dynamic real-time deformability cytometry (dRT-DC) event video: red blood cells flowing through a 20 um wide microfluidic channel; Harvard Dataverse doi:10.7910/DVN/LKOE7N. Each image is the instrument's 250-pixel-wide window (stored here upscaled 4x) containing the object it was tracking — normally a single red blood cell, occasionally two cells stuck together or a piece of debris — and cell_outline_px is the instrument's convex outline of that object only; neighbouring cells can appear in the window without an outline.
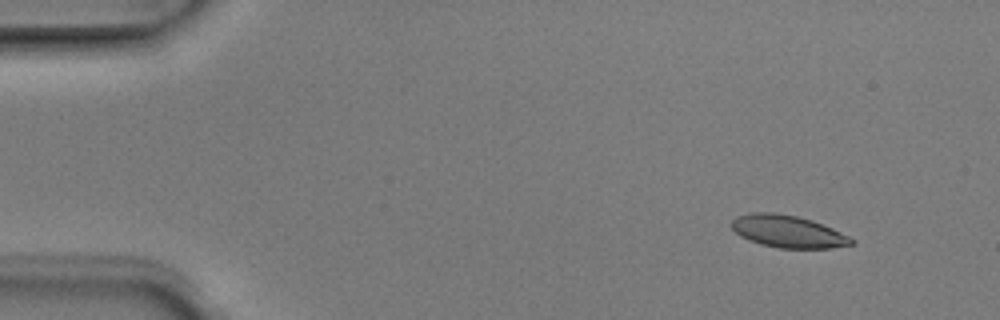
{"species": "Egyptian fruit bat (a non-hibernating species)", "species_latin": "Rousettus aegyptiacus", "temperature_condition": "room temperature", "stored_images_in_passage": 7, "camera_frame_rate_fps": 3000, "um_per_image_px": 0.085, "animal": {"sex": "male"}, "frame": {"image": 1, "passage_image": 2, "time_ms": 0.333, "image_size_px": [1000, 320], "cell_outline_px": [[856, 244], [832, 248], [780, 248], [760, 244], [748, 240], [740, 236], [732, 228], [732, 220], [736, 216], [748, 212], [772, 212], [796, 216], [812, 220], [832, 228], [856, 240]], "centroid_in_image_um": [66.97, 19.67], "position_along_channel_um": 18.0, "area_um2": 22.66}}
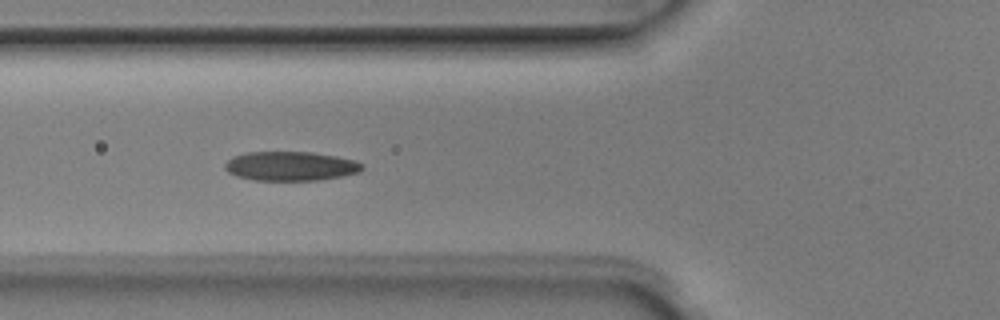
{"frame": {"image": 2, "passage_image": 5, "time_ms": 1.333, "image_size_px": [1000, 320], "cell_outline_px": [[364, 168], [360, 172], [340, 176], [316, 180], [252, 180], [236, 176], [228, 172], [224, 168], [224, 164], [232, 156], [248, 152], [312, 152], [336, 156], [356, 160], [364, 164]], "centroid_in_image_um": [24.7, 14.11], "position_along_channel_um": 101.1, "area_um2": 23.47}}
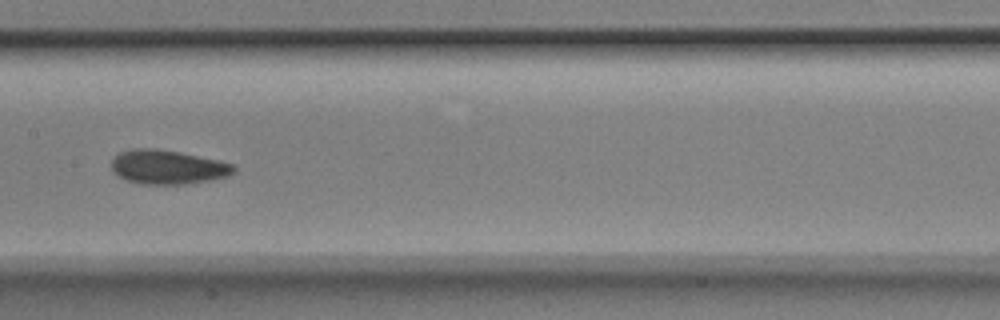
{"frame": {"image": 3, "passage_image": 7, "time_ms": 2.0, "image_size_px": [1000, 320], "cell_outline_px": [[236, 172], [228, 176], [208, 180], [184, 184], [140, 184], [128, 180], [112, 172], [112, 160], [120, 152], [132, 148], [156, 148], [180, 152], [220, 160], [232, 164], [236, 168]], "centroid_in_image_um": [14.27, 14.19], "position_along_channel_um": 193.1, "area_um2": 24.33}}